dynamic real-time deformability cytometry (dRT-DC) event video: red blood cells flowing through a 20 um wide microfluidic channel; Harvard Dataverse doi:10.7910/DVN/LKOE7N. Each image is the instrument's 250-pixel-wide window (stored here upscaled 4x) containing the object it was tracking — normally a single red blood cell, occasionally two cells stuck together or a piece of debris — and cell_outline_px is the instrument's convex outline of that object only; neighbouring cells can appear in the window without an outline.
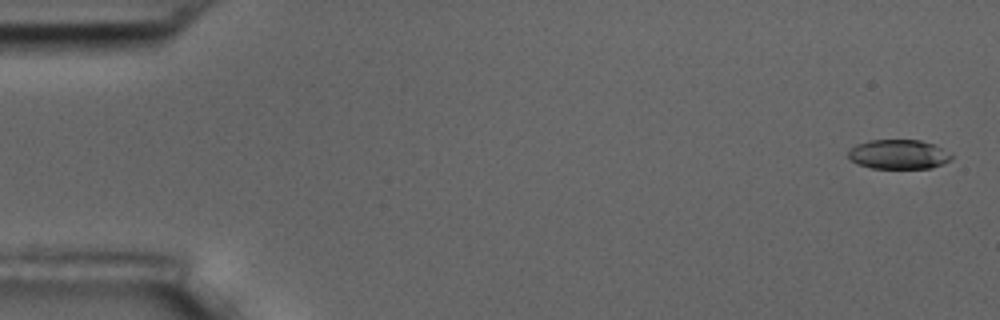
{"species": "common noctule bat (a hibernating species)", "species_latin": "Nyctalus noctula", "temperature_condition": "room temperature", "stored_images_in_passage": 8, "camera_frame_rate_fps": 3000, "um_per_image_px": 0.085, "animal": {"sex": "male", "body_mass_g": 17.5, "forearm_length_mm": 52.3}, "frame": {"image": 1, "passage_image": 1, "time_ms": 0.0, "image_size_px": [1000, 320], "cell_outline_px": [[952, 160], [932, 168], [872, 168], [860, 164], [852, 160], [848, 156], [848, 152], [856, 144], [868, 140], [920, 140], [932, 144], [940, 148], [952, 156]], "centroid_in_image_um": [76.37, 13.12], "position_along_channel_um": 8.6, "area_um2": 17.46}}
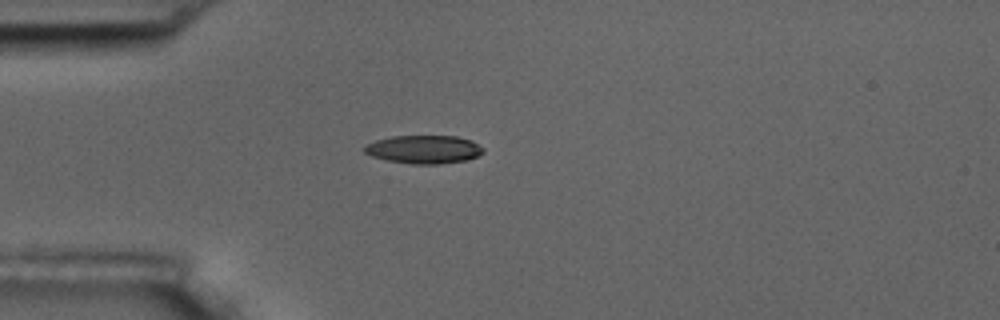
{"frame": {"image": 2, "passage_image": 5, "time_ms": 4.667, "image_size_px": [1000, 320], "cell_outline_px": [[484, 152], [468, 160], [440, 164], [412, 164], [388, 160], [372, 156], [364, 152], [364, 148], [368, 144], [376, 140], [392, 136], [456, 136], [472, 140], [484, 148]], "centroid_in_image_um": [36.07, 12.7], "position_along_channel_um": 48.9, "area_um2": 19.54}}